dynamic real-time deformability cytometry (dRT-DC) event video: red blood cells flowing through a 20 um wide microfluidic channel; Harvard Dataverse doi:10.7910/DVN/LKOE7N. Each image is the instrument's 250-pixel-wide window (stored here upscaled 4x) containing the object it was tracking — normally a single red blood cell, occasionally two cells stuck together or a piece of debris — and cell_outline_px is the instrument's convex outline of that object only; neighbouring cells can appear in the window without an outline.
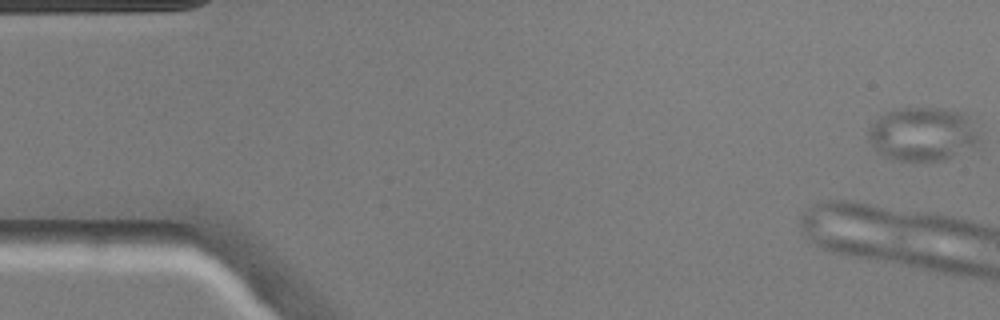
{"species": "common noctule bat (a hibernating species)", "species_latin": "Nyctalus noctula", "temperature_condition": "warm", "stored_images_in_passage": 10, "camera_frame_rate_fps": 3000, "um_per_image_px": 0.085, "animal": {"sex": "male", "body_mass_g": 20.5, "forearm_length_mm": 52.5}, "frame": {"image": 1, "passage_image": 1, "time_ms": 0.0, "image_size_px": [1000, 320], "cell_outline_px": [[980, 148], [944, 160], [916, 164], [884, 156], [876, 152], [868, 140], [868, 128], [880, 112], [896, 108], [944, 108], [964, 112], [968, 116], [980, 132]], "centroid_in_image_um": [78.47, 11.43], "position_along_channel_um": 6.5, "area_um2": 36.65}}